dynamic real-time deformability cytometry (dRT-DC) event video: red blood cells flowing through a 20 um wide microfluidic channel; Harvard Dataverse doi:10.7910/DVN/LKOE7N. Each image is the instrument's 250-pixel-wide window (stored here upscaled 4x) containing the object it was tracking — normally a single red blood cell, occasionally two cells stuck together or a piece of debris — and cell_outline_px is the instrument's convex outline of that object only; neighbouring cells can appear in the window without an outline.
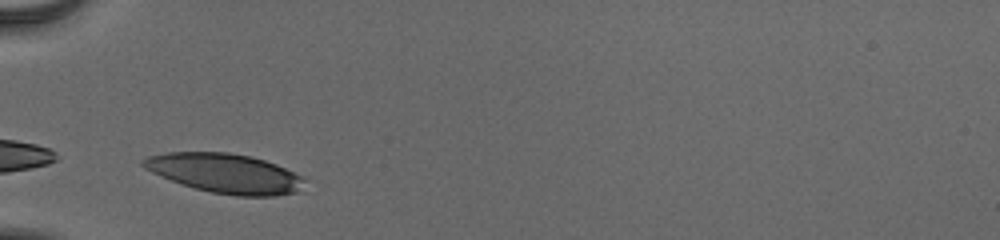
{"species": "human", "species_latin": "Homo sapiens", "temperature_condition": "cold", "stored_images_in_passage": 28, "camera_frame_rate_fps": 3000, "um_per_image_px": 0.085, "donor": {"sex": "male"}, "frame": {"image": 1, "passage_image": 1, "time_ms": 0.0, "image_size_px": [1000, 240], "cell_outline_px": [[308, 180], [300, 192], [276, 196], [236, 196], [212, 192], [196, 188], [172, 180], [152, 172], [144, 168], [140, 164], [140, 160], [148, 156], [168, 152], [228, 152], [252, 156], [276, 164]], "centroid_in_image_um": [19.17, 14.73], "position_along_channel_um": 65.8, "area_um2": 37.11}}
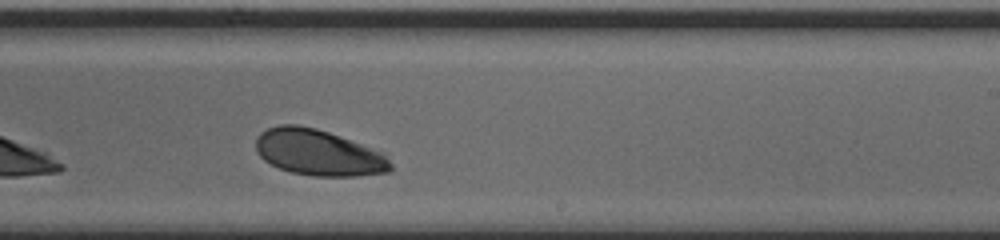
{"frame": {"image": 2, "passage_image": 17, "time_ms": 5.333, "image_size_px": [1000, 240], "cell_outline_px": [[392, 168], [388, 172], [356, 176], [312, 176], [292, 172], [280, 168], [264, 160], [256, 152], [256, 136], [260, 132], [268, 128], [280, 124], [296, 124], [316, 128], [340, 136], [380, 152], [392, 164]], "centroid_in_image_um": [27.01, 12.96], "position_along_channel_um": 262.0, "area_um2": 35.89}}
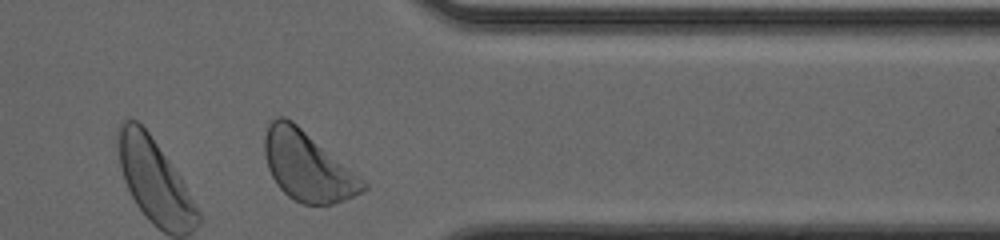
{"frame": {"image": 3, "passage_image": 27, "time_ms": 8.667, "image_size_px": [1000, 240], "cell_outline_px": [[368, 188], [344, 200], [332, 204], [304, 204], [288, 196], [276, 184], [268, 168], [264, 156], [264, 136], [268, 124], [276, 116], [284, 116], [292, 120], [364, 180], [368, 184]], "centroid_in_image_um": [26.1, 14.11], "position_along_channel_um": 385.3, "area_um2": 39.36}, "authors_computed_cell_mechanics": {"area_um2": 37.0209, "velocity_mm_per_s": 3.8148, "shape_relaxation_time_tau1_ms": 1.9412, "shape_relaxation_time_tau2_ms": null, "deformation_change_tau1": 0.1156, "deformation_change_tau2": null}}